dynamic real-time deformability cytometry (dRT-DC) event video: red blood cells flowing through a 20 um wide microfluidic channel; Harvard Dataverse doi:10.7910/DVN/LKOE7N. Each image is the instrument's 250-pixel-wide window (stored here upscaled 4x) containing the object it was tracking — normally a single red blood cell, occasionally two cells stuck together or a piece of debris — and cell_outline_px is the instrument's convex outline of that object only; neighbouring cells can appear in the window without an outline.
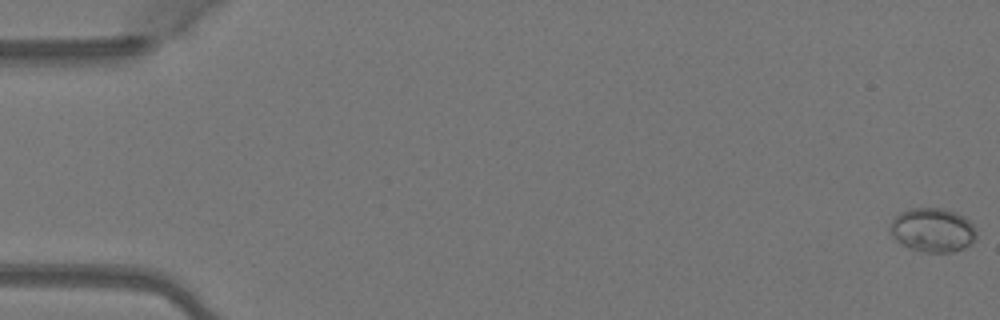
{"species": "Egyptian fruit bat (a non-hibernating species)", "species_latin": "Rousettus aegyptiacus", "temperature_condition": "warm", "stored_images_in_passage": 50, "camera_frame_rate_fps": 3000, "um_per_image_px": 0.085, "animal": {"sex": "female"}, "frame": {"image": 1, "passage_image": 1, "time_ms": 0.0, "image_size_px": [1000, 320], "cell_outline_px": [[976, 240], [964, 248], [952, 252], [924, 252], [908, 248], [896, 240], [892, 236], [888, 228], [892, 220], [900, 212], [912, 208], [940, 208], [956, 212], [964, 216], [972, 224], [976, 232]], "centroid_in_image_um": [79.26, 19.56], "position_along_channel_um": 5.7, "area_um2": 22.25}}
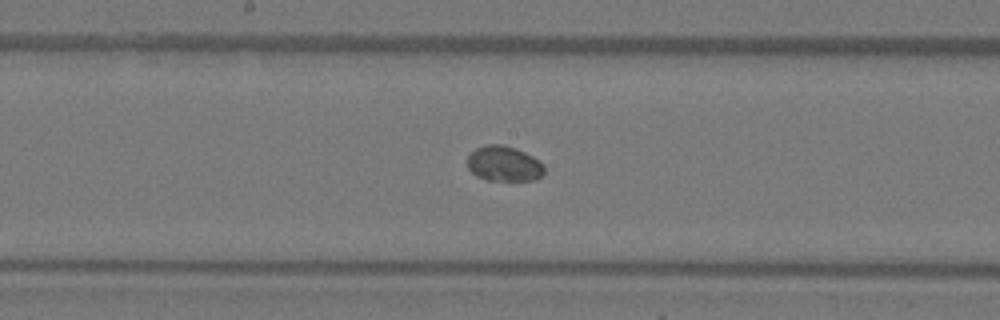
{"frame": {"image": 2, "passage_image": 27, "time_ms": 8.667, "image_size_px": [1000, 320], "cell_outline_px": [[544, 172], [536, 180], [488, 180], [476, 176], [468, 168], [468, 156], [476, 148], [484, 144], [504, 144], [516, 148], [532, 156], [544, 164]], "centroid_in_image_um": [42.84, 13.9], "position_along_channel_um": 205.4, "area_um2": 15.84}}
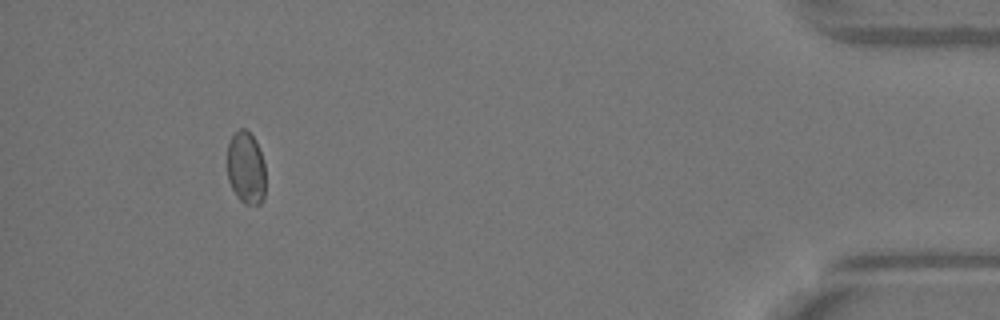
{"frame": {"image": 3, "passage_image": 47, "time_ms": 15.333, "image_size_px": [1000, 320], "cell_outline_px": [[264, 200], [260, 204], [244, 204], [236, 196], [228, 180], [228, 144], [232, 136], [240, 128], [244, 128], [256, 140], [264, 160]], "centroid_in_image_um": [20.91, 14.28], "position_along_channel_um": 414.3, "area_um2": 16.18}}